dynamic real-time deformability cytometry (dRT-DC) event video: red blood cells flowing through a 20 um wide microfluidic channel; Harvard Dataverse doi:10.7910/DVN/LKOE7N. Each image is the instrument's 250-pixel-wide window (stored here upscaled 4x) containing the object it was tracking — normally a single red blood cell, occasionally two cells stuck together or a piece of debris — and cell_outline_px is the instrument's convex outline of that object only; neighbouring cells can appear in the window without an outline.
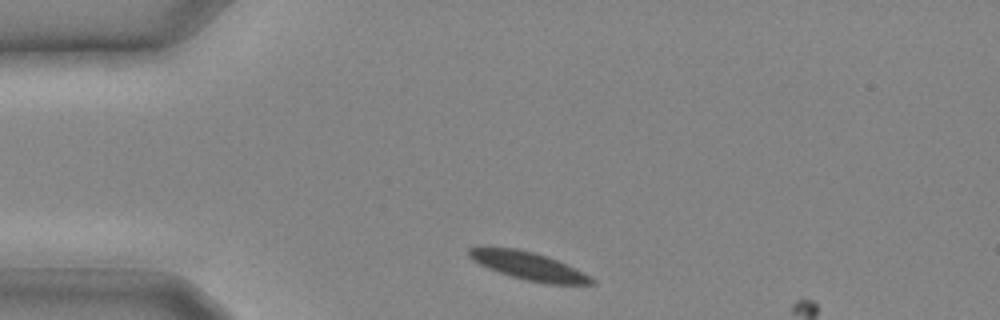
{"species": "common noctule bat (a hibernating species)", "species_latin": "Nyctalus noctula", "temperature_condition": "cold", "stored_images_in_passage": 3, "camera_frame_rate_fps": 3000, "um_per_image_px": 0.085, "animal": {"sex": "male", "body_mass_g": 20.4}, "frame": {"image": 1, "passage_image": 1, "time_ms": 0.0, "image_size_px": [1000, 320], "cell_outline_px": [[596, 284], [548, 284], [524, 280], [488, 268], [472, 260], [468, 256], [468, 248], [480, 244], [484, 244], [516, 248], [548, 256], [576, 268], [592, 276], [596, 280]], "centroid_in_image_um": [44.88, 22.56], "position_along_channel_um": 40.1, "area_um2": 20.63}}